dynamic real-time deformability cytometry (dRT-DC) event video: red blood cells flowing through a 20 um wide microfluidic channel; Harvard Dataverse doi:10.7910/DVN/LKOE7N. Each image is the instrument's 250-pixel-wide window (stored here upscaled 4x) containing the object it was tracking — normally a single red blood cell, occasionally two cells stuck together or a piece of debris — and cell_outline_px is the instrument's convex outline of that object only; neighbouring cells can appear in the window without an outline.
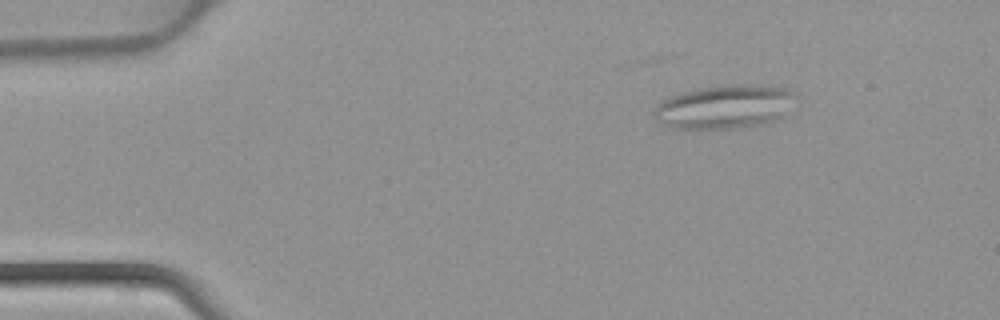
{"species": "common noctule bat (a hibernating species)", "species_latin": "Nyctalus noctula", "temperature_condition": "warm", "stored_images_in_passage": 3, "camera_frame_rate_fps": 3000, "um_per_image_px": 0.085, "animal": {"sex": "female", "body_mass_g": 22.7, "forearm_length_mm": 54.2}, "frame": {"image": 1, "passage_image": 2, "time_ms": 0.333, "image_size_px": [1000, 320], "cell_outline_px": [[800, 92], [784, 120], [744, 128], [672, 128], [660, 124], [652, 116], [652, 112], [668, 96], [700, 88], [724, 84], [756, 84], [788, 88]], "centroid_in_image_um": [61.72, 9.07], "position_along_channel_um": 23.3, "area_um2": 37.22}}